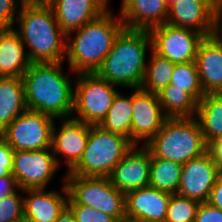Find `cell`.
Segmentation results:
<instances>
[{
    "instance_id": "1",
    "label": "cell",
    "mask_w": 222,
    "mask_h": 222,
    "mask_svg": "<svg viewBox=\"0 0 222 222\" xmlns=\"http://www.w3.org/2000/svg\"><path fill=\"white\" fill-rule=\"evenodd\" d=\"M18 33L31 63H58L66 58L67 35L45 0H25L16 19Z\"/></svg>"
},
{
    "instance_id": "2",
    "label": "cell",
    "mask_w": 222,
    "mask_h": 222,
    "mask_svg": "<svg viewBox=\"0 0 222 222\" xmlns=\"http://www.w3.org/2000/svg\"><path fill=\"white\" fill-rule=\"evenodd\" d=\"M62 63L30 64L22 76L27 109L55 119L72 117L74 85L72 78L61 72Z\"/></svg>"
},
{
    "instance_id": "3",
    "label": "cell",
    "mask_w": 222,
    "mask_h": 222,
    "mask_svg": "<svg viewBox=\"0 0 222 222\" xmlns=\"http://www.w3.org/2000/svg\"><path fill=\"white\" fill-rule=\"evenodd\" d=\"M115 17L108 8L98 18L67 35L65 61L72 73L92 74L101 67L115 38L125 28L120 16Z\"/></svg>"
},
{
    "instance_id": "4",
    "label": "cell",
    "mask_w": 222,
    "mask_h": 222,
    "mask_svg": "<svg viewBox=\"0 0 222 222\" xmlns=\"http://www.w3.org/2000/svg\"><path fill=\"white\" fill-rule=\"evenodd\" d=\"M148 47H152L148 30L124 28L95 74L117 87L140 88L147 66Z\"/></svg>"
},
{
    "instance_id": "5",
    "label": "cell",
    "mask_w": 222,
    "mask_h": 222,
    "mask_svg": "<svg viewBox=\"0 0 222 222\" xmlns=\"http://www.w3.org/2000/svg\"><path fill=\"white\" fill-rule=\"evenodd\" d=\"M151 158H164L180 164L206 152L200 124L195 117L167 118L161 130L145 145Z\"/></svg>"
},
{
    "instance_id": "6",
    "label": "cell",
    "mask_w": 222,
    "mask_h": 222,
    "mask_svg": "<svg viewBox=\"0 0 222 222\" xmlns=\"http://www.w3.org/2000/svg\"><path fill=\"white\" fill-rule=\"evenodd\" d=\"M134 146L127 137L92 125L81 159L65 176L109 177Z\"/></svg>"
},
{
    "instance_id": "7",
    "label": "cell",
    "mask_w": 222,
    "mask_h": 222,
    "mask_svg": "<svg viewBox=\"0 0 222 222\" xmlns=\"http://www.w3.org/2000/svg\"><path fill=\"white\" fill-rule=\"evenodd\" d=\"M69 191L68 204L90 206L117 221L125 214V194L117 190L109 177L64 176Z\"/></svg>"
},
{
    "instance_id": "8",
    "label": "cell",
    "mask_w": 222,
    "mask_h": 222,
    "mask_svg": "<svg viewBox=\"0 0 222 222\" xmlns=\"http://www.w3.org/2000/svg\"><path fill=\"white\" fill-rule=\"evenodd\" d=\"M74 80L76 87L72 118L90 125H99L119 92L117 87L95 73L75 74Z\"/></svg>"
},
{
    "instance_id": "9",
    "label": "cell",
    "mask_w": 222,
    "mask_h": 222,
    "mask_svg": "<svg viewBox=\"0 0 222 222\" xmlns=\"http://www.w3.org/2000/svg\"><path fill=\"white\" fill-rule=\"evenodd\" d=\"M54 119L41 112L27 109L10 123L0 136L14 151L51 148Z\"/></svg>"
},
{
    "instance_id": "10",
    "label": "cell",
    "mask_w": 222,
    "mask_h": 222,
    "mask_svg": "<svg viewBox=\"0 0 222 222\" xmlns=\"http://www.w3.org/2000/svg\"><path fill=\"white\" fill-rule=\"evenodd\" d=\"M152 49L173 63L195 62L200 42L205 36L196 30L164 23L149 30Z\"/></svg>"
},
{
    "instance_id": "11",
    "label": "cell",
    "mask_w": 222,
    "mask_h": 222,
    "mask_svg": "<svg viewBox=\"0 0 222 222\" xmlns=\"http://www.w3.org/2000/svg\"><path fill=\"white\" fill-rule=\"evenodd\" d=\"M59 165L51 148L38 151H14L12 174L19 188H45L53 179Z\"/></svg>"
},
{
    "instance_id": "12",
    "label": "cell",
    "mask_w": 222,
    "mask_h": 222,
    "mask_svg": "<svg viewBox=\"0 0 222 222\" xmlns=\"http://www.w3.org/2000/svg\"><path fill=\"white\" fill-rule=\"evenodd\" d=\"M131 142L145 146L162 128L167 117L155 93L133 89Z\"/></svg>"
},
{
    "instance_id": "13",
    "label": "cell",
    "mask_w": 222,
    "mask_h": 222,
    "mask_svg": "<svg viewBox=\"0 0 222 222\" xmlns=\"http://www.w3.org/2000/svg\"><path fill=\"white\" fill-rule=\"evenodd\" d=\"M221 174L210 155L205 152L182 165L177 194L199 203L207 202L210 191Z\"/></svg>"
},
{
    "instance_id": "14",
    "label": "cell",
    "mask_w": 222,
    "mask_h": 222,
    "mask_svg": "<svg viewBox=\"0 0 222 222\" xmlns=\"http://www.w3.org/2000/svg\"><path fill=\"white\" fill-rule=\"evenodd\" d=\"M62 124L57 130L54 123L52 129L51 149L55 156L56 162L60 164L58 154L65 158L67 164V172H69L81 159L85 150L88 135L92 125L76 120L72 117L62 118Z\"/></svg>"
},
{
    "instance_id": "15",
    "label": "cell",
    "mask_w": 222,
    "mask_h": 222,
    "mask_svg": "<svg viewBox=\"0 0 222 222\" xmlns=\"http://www.w3.org/2000/svg\"><path fill=\"white\" fill-rule=\"evenodd\" d=\"M151 153L145 147L138 149L135 145L114 167L109 179L120 192L130 191L149 186Z\"/></svg>"
},
{
    "instance_id": "16",
    "label": "cell",
    "mask_w": 222,
    "mask_h": 222,
    "mask_svg": "<svg viewBox=\"0 0 222 222\" xmlns=\"http://www.w3.org/2000/svg\"><path fill=\"white\" fill-rule=\"evenodd\" d=\"M213 0H181L168 7L166 23L198 31L205 37L214 30Z\"/></svg>"
},
{
    "instance_id": "17",
    "label": "cell",
    "mask_w": 222,
    "mask_h": 222,
    "mask_svg": "<svg viewBox=\"0 0 222 222\" xmlns=\"http://www.w3.org/2000/svg\"><path fill=\"white\" fill-rule=\"evenodd\" d=\"M60 192L45 188L24 189L25 222H54L68 206L69 191L65 181Z\"/></svg>"
},
{
    "instance_id": "18",
    "label": "cell",
    "mask_w": 222,
    "mask_h": 222,
    "mask_svg": "<svg viewBox=\"0 0 222 222\" xmlns=\"http://www.w3.org/2000/svg\"><path fill=\"white\" fill-rule=\"evenodd\" d=\"M53 9L61 30L68 35L98 18L109 0H45Z\"/></svg>"
},
{
    "instance_id": "19",
    "label": "cell",
    "mask_w": 222,
    "mask_h": 222,
    "mask_svg": "<svg viewBox=\"0 0 222 222\" xmlns=\"http://www.w3.org/2000/svg\"><path fill=\"white\" fill-rule=\"evenodd\" d=\"M170 196L151 186L130 191L125 194V214L144 222H165Z\"/></svg>"
},
{
    "instance_id": "20",
    "label": "cell",
    "mask_w": 222,
    "mask_h": 222,
    "mask_svg": "<svg viewBox=\"0 0 222 222\" xmlns=\"http://www.w3.org/2000/svg\"><path fill=\"white\" fill-rule=\"evenodd\" d=\"M119 14L125 28L149 31L166 23L168 7L163 0H121Z\"/></svg>"
},
{
    "instance_id": "21",
    "label": "cell",
    "mask_w": 222,
    "mask_h": 222,
    "mask_svg": "<svg viewBox=\"0 0 222 222\" xmlns=\"http://www.w3.org/2000/svg\"><path fill=\"white\" fill-rule=\"evenodd\" d=\"M195 62L204 93H222V44L213 36L205 37Z\"/></svg>"
},
{
    "instance_id": "22",
    "label": "cell",
    "mask_w": 222,
    "mask_h": 222,
    "mask_svg": "<svg viewBox=\"0 0 222 222\" xmlns=\"http://www.w3.org/2000/svg\"><path fill=\"white\" fill-rule=\"evenodd\" d=\"M31 62L15 28L0 29V75L22 77Z\"/></svg>"
},
{
    "instance_id": "23",
    "label": "cell",
    "mask_w": 222,
    "mask_h": 222,
    "mask_svg": "<svg viewBox=\"0 0 222 222\" xmlns=\"http://www.w3.org/2000/svg\"><path fill=\"white\" fill-rule=\"evenodd\" d=\"M25 110L22 77H0V133Z\"/></svg>"
},
{
    "instance_id": "24",
    "label": "cell",
    "mask_w": 222,
    "mask_h": 222,
    "mask_svg": "<svg viewBox=\"0 0 222 222\" xmlns=\"http://www.w3.org/2000/svg\"><path fill=\"white\" fill-rule=\"evenodd\" d=\"M195 118L206 144L222 137V93L205 94L198 102Z\"/></svg>"
},
{
    "instance_id": "25",
    "label": "cell",
    "mask_w": 222,
    "mask_h": 222,
    "mask_svg": "<svg viewBox=\"0 0 222 222\" xmlns=\"http://www.w3.org/2000/svg\"><path fill=\"white\" fill-rule=\"evenodd\" d=\"M157 96L167 118L196 116L198 102L185 90L173 88V84H168Z\"/></svg>"
},
{
    "instance_id": "26",
    "label": "cell",
    "mask_w": 222,
    "mask_h": 222,
    "mask_svg": "<svg viewBox=\"0 0 222 222\" xmlns=\"http://www.w3.org/2000/svg\"><path fill=\"white\" fill-rule=\"evenodd\" d=\"M133 93L126 96L118 92L105 118L98 125L102 129L120 134L131 141Z\"/></svg>"
},
{
    "instance_id": "27",
    "label": "cell",
    "mask_w": 222,
    "mask_h": 222,
    "mask_svg": "<svg viewBox=\"0 0 222 222\" xmlns=\"http://www.w3.org/2000/svg\"><path fill=\"white\" fill-rule=\"evenodd\" d=\"M182 164L164 158H151L149 186L160 191L177 194Z\"/></svg>"
},
{
    "instance_id": "28",
    "label": "cell",
    "mask_w": 222,
    "mask_h": 222,
    "mask_svg": "<svg viewBox=\"0 0 222 222\" xmlns=\"http://www.w3.org/2000/svg\"><path fill=\"white\" fill-rule=\"evenodd\" d=\"M151 59L147 63L141 89L157 94L170 84L175 63L168 58L157 55L151 49Z\"/></svg>"
},
{
    "instance_id": "29",
    "label": "cell",
    "mask_w": 222,
    "mask_h": 222,
    "mask_svg": "<svg viewBox=\"0 0 222 222\" xmlns=\"http://www.w3.org/2000/svg\"><path fill=\"white\" fill-rule=\"evenodd\" d=\"M170 84L173 88L185 90L197 102L205 95L196 62L175 63Z\"/></svg>"
},
{
    "instance_id": "30",
    "label": "cell",
    "mask_w": 222,
    "mask_h": 222,
    "mask_svg": "<svg viewBox=\"0 0 222 222\" xmlns=\"http://www.w3.org/2000/svg\"><path fill=\"white\" fill-rule=\"evenodd\" d=\"M199 202L172 194L168 203L165 222H195Z\"/></svg>"
},
{
    "instance_id": "31",
    "label": "cell",
    "mask_w": 222,
    "mask_h": 222,
    "mask_svg": "<svg viewBox=\"0 0 222 222\" xmlns=\"http://www.w3.org/2000/svg\"><path fill=\"white\" fill-rule=\"evenodd\" d=\"M24 199L18 193H13L0 200V222H23Z\"/></svg>"
},
{
    "instance_id": "32",
    "label": "cell",
    "mask_w": 222,
    "mask_h": 222,
    "mask_svg": "<svg viewBox=\"0 0 222 222\" xmlns=\"http://www.w3.org/2000/svg\"><path fill=\"white\" fill-rule=\"evenodd\" d=\"M74 213L77 222H117V220L101 211H96L90 206L81 204H68Z\"/></svg>"
},
{
    "instance_id": "33",
    "label": "cell",
    "mask_w": 222,
    "mask_h": 222,
    "mask_svg": "<svg viewBox=\"0 0 222 222\" xmlns=\"http://www.w3.org/2000/svg\"><path fill=\"white\" fill-rule=\"evenodd\" d=\"M23 1L25 0H0V29L13 28L19 12L17 8H20Z\"/></svg>"
},
{
    "instance_id": "34",
    "label": "cell",
    "mask_w": 222,
    "mask_h": 222,
    "mask_svg": "<svg viewBox=\"0 0 222 222\" xmlns=\"http://www.w3.org/2000/svg\"><path fill=\"white\" fill-rule=\"evenodd\" d=\"M14 149L0 136V178L12 173Z\"/></svg>"
},
{
    "instance_id": "35",
    "label": "cell",
    "mask_w": 222,
    "mask_h": 222,
    "mask_svg": "<svg viewBox=\"0 0 222 222\" xmlns=\"http://www.w3.org/2000/svg\"><path fill=\"white\" fill-rule=\"evenodd\" d=\"M195 222H222V211L208 202L200 203Z\"/></svg>"
},
{
    "instance_id": "36",
    "label": "cell",
    "mask_w": 222,
    "mask_h": 222,
    "mask_svg": "<svg viewBox=\"0 0 222 222\" xmlns=\"http://www.w3.org/2000/svg\"><path fill=\"white\" fill-rule=\"evenodd\" d=\"M16 190L24 193L23 190L19 188L18 182L12 173L0 178V200L16 193Z\"/></svg>"
},
{
    "instance_id": "37",
    "label": "cell",
    "mask_w": 222,
    "mask_h": 222,
    "mask_svg": "<svg viewBox=\"0 0 222 222\" xmlns=\"http://www.w3.org/2000/svg\"><path fill=\"white\" fill-rule=\"evenodd\" d=\"M206 152L210 155L217 168L222 172V137L208 142Z\"/></svg>"
},
{
    "instance_id": "38",
    "label": "cell",
    "mask_w": 222,
    "mask_h": 222,
    "mask_svg": "<svg viewBox=\"0 0 222 222\" xmlns=\"http://www.w3.org/2000/svg\"><path fill=\"white\" fill-rule=\"evenodd\" d=\"M207 202L222 211V174L218 177L216 183L210 191Z\"/></svg>"
},
{
    "instance_id": "39",
    "label": "cell",
    "mask_w": 222,
    "mask_h": 222,
    "mask_svg": "<svg viewBox=\"0 0 222 222\" xmlns=\"http://www.w3.org/2000/svg\"><path fill=\"white\" fill-rule=\"evenodd\" d=\"M212 36L222 44V8H215L214 30Z\"/></svg>"
},
{
    "instance_id": "40",
    "label": "cell",
    "mask_w": 222,
    "mask_h": 222,
    "mask_svg": "<svg viewBox=\"0 0 222 222\" xmlns=\"http://www.w3.org/2000/svg\"><path fill=\"white\" fill-rule=\"evenodd\" d=\"M54 222H77L74 213L67 206Z\"/></svg>"
},
{
    "instance_id": "41",
    "label": "cell",
    "mask_w": 222,
    "mask_h": 222,
    "mask_svg": "<svg viewBox=\"0 0 222 222\" xmlns=\"http://www.w3.org/2000/svg\"><path fill=\"white\" fill-rule=\"evenodd\" d=\"M121 222H144V221L141 219L132 218L125 215L123 218H121Z\"/></svg>"
},
{
    "instance_id": "42",
    "label": "cell",
    "mask_w": 222,
    "mask_h": 222,
    "mask_svg": "<svg viewBox=\"0 0 222 222\" xmlns=\"http://www.w3.org/2000/svg\"><path fill=\"white\" fill-rule=\"evenodd\" d=\"M214 8H222V0H213Z\"/></svg>"
},
{
    "instance_id": "43",
    "label": "cell",
    "mask_w": 222,
    "mask_h": 222,
    "mask_svg": "<svg viewBox=\"0 0 222 222\" xmlns=\"http://www.w3.org/2000/svg\"><path fill=\"white\" fill-rule=\"evenodd\" d=\"M163 1L166 3L167 7H169L171 4L177 3L181 0H163Z\"/></svg>"
}]
</instances>
